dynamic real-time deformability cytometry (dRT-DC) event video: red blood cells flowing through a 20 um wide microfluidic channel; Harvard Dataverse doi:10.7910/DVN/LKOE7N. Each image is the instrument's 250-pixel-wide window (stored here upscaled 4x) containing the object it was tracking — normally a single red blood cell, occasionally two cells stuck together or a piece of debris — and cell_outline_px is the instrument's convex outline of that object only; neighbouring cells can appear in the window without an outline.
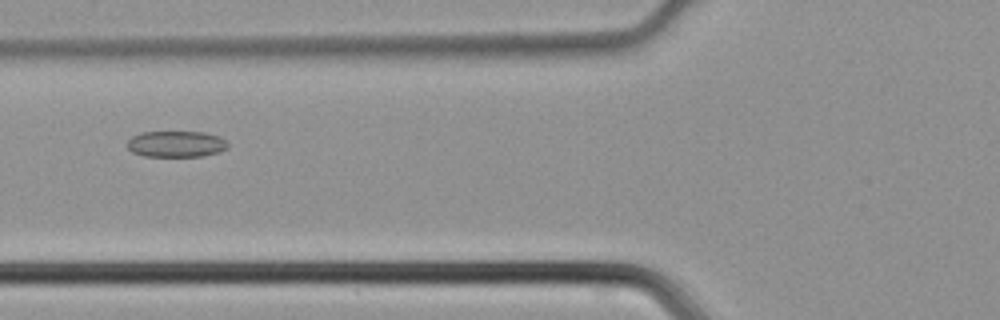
{"species": "common noctule bat (a hibernating species)", "species_latin": "Nyctalus noctula", "temperature_condition": "cold", "stored_images_in_passage": 37, "camera_frame_rate_fps": 3000, "um_per_image_px": 0.085, "animal": {"sex": "male", "body_mass_g": 21.5, "forearm_length_mm": 52.0}, "frame": {"image": 1, "passage_image": 9, "time_ms": 2.667, "image_size_px": [1000, 320], "cell_outline_px": [[228, 148], [220, 152], [204, 156], [144, 156], [132, 152], [128, 148], [128, 140], [132, 136], [140, 132], [204, 132], [220, 136], [228, 144]], "centroid_in_image_um": [14.99, 12.24], "position_along_channel_um": 110.8, "area_um2": 15.43}}
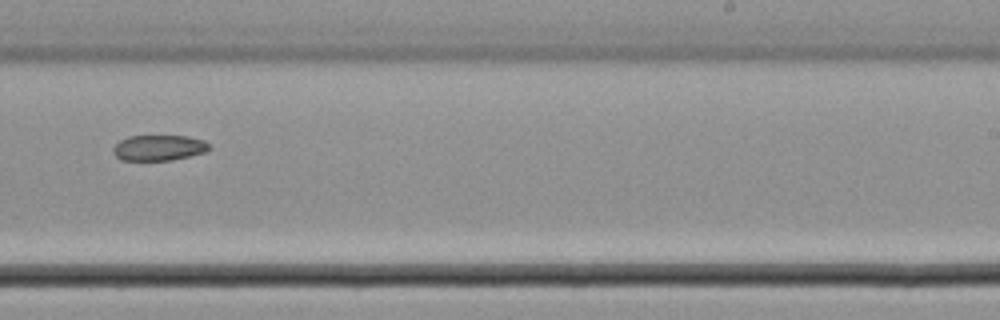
{"frame": {"image": 2, "passage_image": 20, "time_ms": 6.333, "image_size_px": [1000, 320], "cell_outline_px": [[212, 148], [204, 152], [172, 160], [120, 160], [112, 152], [112, 148], [120, 140], [128, 136], [188, 136], [204, 140]], "centroid_in_image_um": [13.48, 12.56], "position_along_channel_um": 275.5, "area_um2": 14.33}}
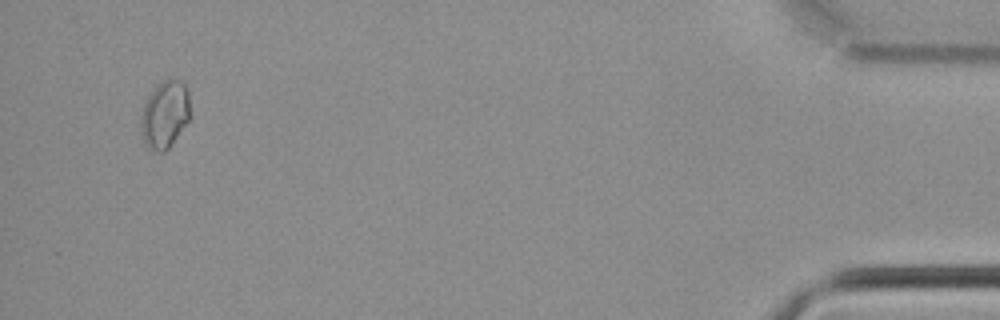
{"frame": {"image": 3, "passage_image": 35, "time_ms": 11.333, "image_size_px": [1000, 320], "cell_outline_px": [[188, 120], [168, 148], [164, 152], [156, 152], [148, 148], [144, 144], [140, 124], [140, 116], [144, 104], [152, 88], [160, 80], [168, 76], [172, 76], [180, 80], [188, 88]], "centroid_in_image_um": [13.97, 9.66], "position_along_channel_um": 421.2, "area_um2": 19.59}}